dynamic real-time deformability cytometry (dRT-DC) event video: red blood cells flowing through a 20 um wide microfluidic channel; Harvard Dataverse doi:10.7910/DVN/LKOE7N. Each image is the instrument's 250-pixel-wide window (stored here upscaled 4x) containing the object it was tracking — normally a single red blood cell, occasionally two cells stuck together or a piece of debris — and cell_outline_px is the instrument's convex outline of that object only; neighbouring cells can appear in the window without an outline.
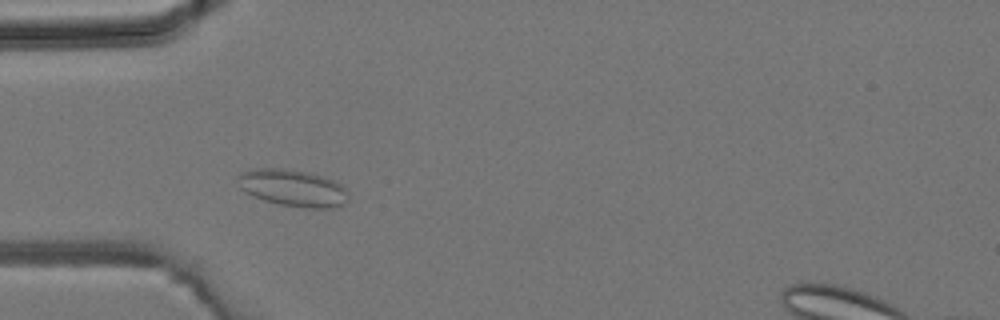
{"species": "common noctule bat (a hibernating species)", "species_latin": "Nyctalus noctula", "temperature_condition": "room temperature", "stored_images_in_passage": 40, "camera_frame_rate_fps": 3000, "um_per_image_px": 0.085, "animal": {"sex": "male", "body_mass_g": 19.2, "forearm_length_mm": 51.8}, "frame": {"image": 1, "passage_image": 8, "time_ms": 2.333, "image_size_px": [1000, 320], "cell_outline_px": [[348, 200], [344, 204], [336, 208], [308, 208], [280, 204], [264, 200], [252, 196], [244, 192], [240, 188], [236, 176], [240, 172], [248, 168], [284, 168], [312, 172], [332, 180], [340, 184], [348, 192]], "centroid_in_image_um": [24.86, 15.96], "position_along_channel_um": 60.1, "area_um2": 24.22}}
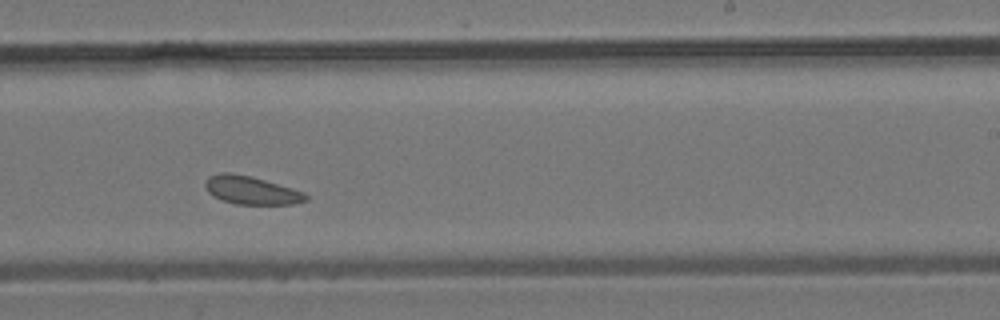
{"frame": {"image": 2, "passage_image": 22, "time_ms": 7.0, "image_size_px": [1000, 320], "cell_outline_px": [[308, 200], [292, 204], [236, 204], [212, 196], [208, 192], [204, 184], [204, 180], [208, 176], [220, 172], [228, 172], [252, 176], [292, 188], [304, 192], [308, 196]], "centroid_in_image_um": [21.33, 16.16], "position_along_channel_um": 267.7, "area_um2": 16.59}}
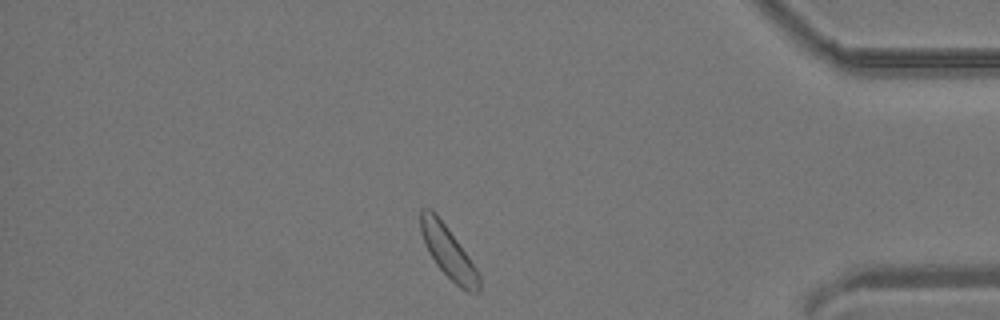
{"frame": {"image": 3, "passage_image": 33, "time_ms": 10.667, "image_size_px": [1000, 320], "cell_outline_px": [[480, 292], [468, 292], [460, 288], [436, 264], [428, 252], [424, 244], [420, 232], [420, 208], [432, 208], [436, 212], [468, 256], [476, 268], [480, 276]], "centroid_in_image_um": [38.07, 21.4], "position_along_channel_um": 397.1, "area_um2": 17.69}}